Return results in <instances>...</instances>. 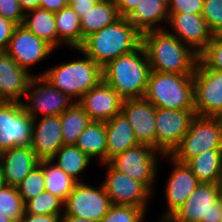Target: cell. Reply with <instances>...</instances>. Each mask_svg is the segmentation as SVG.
I'll return each mask as SVG.
<instances>
[{
  "mask_svg": "<svg viewBox=\"0 0 222 222\" xmlns=\"http://www.w3.org/2000/svg\"><path fill=\"white\" fill-rule=\"evenodd\" d=\"M34 75L21 68L5 51H0V98L7 102H22Z\"/></svg>",
  "mask_w": 222,
  "mask_h": 222,
  "instance_id": "cell-21",
  "label": "cell"
},
{
  "mask_svg": "<svg viewBox=\"0 0 222 222\" xmlns=\"http://www.w3.org/2000/svg\"><path fill=\"white\" fill-rule=\"evenodd\" d=\"M61 222H93L84 218H79L76 216H68L66 214H63L61 216Z\"/></svg>",
  "mask_w": 222,
  "mask_h": 222,
  "instance_id": "cell-47",
  "label": "cell"
},
{
  "mask_svg": "<svg viewBox=\"0 0 222 222\" xmlns=\"http://www.w3.org/2000/svg\"><path fill=\"white\" fill-rule=\"evenodd\" d=\"M159 153V154H158ZM164 155L152 146L138 144L111 158L108 163L127 176L143 183L152 193L157 177L159 157Z\"/></svg>",
  "mask_w": 222,
  "mask_h": 222,
  "instance_id": "cell-8",
  "label": "cell"
},
{
  "mask_svg": "<svg viewBox=\"0 0 222 222\" xmlns=\"http://www.w3.org/2000/svg\"><path fill=\"white\" fill-rule=\"evenodd\" d=\"M195 110L156 108V151L171 155L188 132Z\"/></svg>",
  "mask_w": 222,
  "mask_h": 222,
  "instance_id": "cell-13",
  "label": "cell"
},
{
  "mask_svg": "<svg viewBox=\"0 0 222 222\" xmlns=\"http://www.w3.org/2000/svg\"><path fill=\"white\" fill-rule=\"evenodd\" d=\"M0 15L17 25H22L25 13L21 9L19 0H0Z\"/></svg>",
  "mask_w": 222,
  "mask_h": 222,
  "instance_id": "cell-40",
  "label": "cell"
},
{
  "mask_svg": "<svg viewBox=\"0 0 222 222\" xmlns=\"http://www.w3.org/2000/svg\"><path fill=\"white\" fill-rule=\"evenodd\" d=\"M141 0H113L121 17H126Z\"/></svg>",
  "mask_w": 222,
  "mask_h": 222,
  "instance_id": "cell-43",
  "label": "cell"
},
{
  "mask_svg": "<svg viewBox=\"0 0 222 222\" xmlns=\"http://www.w3.org/2000/svg\"><path fill=\"white\" fill-rule=\"evenodd\" d=\"M106 130V163L114 156L138 145L132 126L122 114L115 115L105 122Z\"/></svg>",
  "mask_w": 222,
  "mask_h": 222,
  "instance_id": "cell-24",
  "label": "cell"
},
{
  "mask_svg": "<svg viewBox=\"0 0 222 222\" xmlns=\"http://www.w3.org/2000/svg\"><path fill=\"white\" fill-rule=\"evenodd\" d=\"M10 222H24L23 218L12 219Z\"/></svg>",
  "mask_w": 222,
  "mask_h": 222,
  "instance_id": "cell-51",
  "label": "cell"
},
{
  "mask_svg": "<svg viewBox=\"0 0 222 222\" xmlns=\"http://www.w3.org/2000/svg\"><path fill=\"white\" fill-rule=\"evenodd\" d=\"M169 222H222L219 184L200 183Z\"/></svg>",
  "mask_w": 222,
  "mask_h": 222,
  "instance_id": "cell-7",
  "label": "cell"
},
{
  "mask_svg": "<svg viewBox=\"0 0 222 222\" xmlns=\"http://www.w3.org/2000/svg\"><path fill=\"white\" fill-rule=\"evenodd\" d=\"M123 101L109 84L101 80L81 97L78 104L91 121L107 122L121 113Z\"/></svg>",
  "mask_w": 222,
  "mask_h": 222,
  "instance_id": "cell-18",
  "label": "cell"
},
{
  "mask_svg": "<svg viewBox=\"0 0 222 222\" xmlns=\"http://www.w3.org/2000/svg\"><path fill=\"white\" fill-rule=\"evenodd\" d=\"M219 187H220V193H221V197H222V176L219 182Z\"/></svg>",
  "mask_w": 222,
  "mask_h": 222,
  "instance_id": "cell-52",
  "label": "cell"
},
{
  "mask_svg": "<svg viewBox=\"0 0 222 222\" xmlns=\"http://www.w3.org/2000/svg\"><path fill=\"white\" fill-rule=\"evenodd\" d=\"M202 16L213 35L222 34V0H204Z\"/></svg>",
  "mask_w": 222,
  "mask_h": 222,
  "instance_id": "cell-38",
  "label": "cell"
},
{
  "mask_svg": "<svg viewBox=\"0 0 222 222\" xmlns=\"http://www.w3.org/2000/svg\"><path fill=\"white\" fill-rule=\"evenodd\" d=\"M164 157L171 158L173 170L165 185L167 210L159 220H169L200 184L187 164L176 161L170 155H164Z\"/></svg>",
  "mask_w": 222,
  "mask_h": 222,
  "instance_id": "cell-16",
  "label": "cell"
},
{
  "mask_svg": "<svg viewBox=\"0 0 222 222\" xmlns=\"http://www.w3.org/2000/svg\"><path fill=\"white\" fill-rule=\"evenodd\" d=\"M28 102H21L25 111L36 119L61 115L74 101L52 86L42 76L34 75L25 93Z\"/></svg>",
  "mask_w": 222,
  "mask_h": 222,
  "instance_id": "cell-9",
  "label": "cell"
},
{
  "mask_svg": "<svg viewBox=\"0 0 222 222\" xmlns=\"http://www.w3.org/2000/svg\"><path fill=\"white\" fill-rule=\"evenodd\" d=\"M68 6V0H41L40 8L57 12Z\"/></svg>",
  "mask_w": 222,
  "mask_h": 222,
  "instance_id": "cell-45",
  "label": "cell"
},
{
  "mask_svg": "<svg viewBox=\"0 0 222 222\" xmlns=\"http://www.w3.org/2000/svg\"><path fill=\"white\" fill-rule=\"evenodd\" d=\"M41 0H19L21 9L24 13L40 7Z\"/></svg>",
  "mask_w": 222,
  "mask_h": 222,
  "instance_id": "cell-46",
  "label": "cell"
},
{
  "mask_svg": "<svg viewBox=\"0 0 222 222\" xmlns=\"http://www.w3.org/2000/svg\"><path fill=\"white\" fill-rule=\"evenodd\" d=\"M5 185L4 179H3V174H2V168L0 166V188H2Z\"/></svg>",
  "mask_w": 222,
  "mask_h": 222,
  "instance_id": "cell-49",
  "label": "cell"
},
{
  "mask_svg": "<svg viewBox=\"0 0 222 222\" xmlns=\"http://www.w3.org/2000/svg\"><path fill=\"white\" fill-rule=\"evenodd\" d=\"M32 132L33 118L21 102L0 103V152L17 146H29Z\"/></svg>",
  "mask_w": 222,
  "mask_h": 222,
  "instance_id": "cell-11",
  "label": "cell"
},
{
  "mask_svg": "<svg viewBox=\"0 0 222 222\" xmlns=\"http://www.w3.org/2000/svg\"><path fill=\"white\" fill-rule=\"evenodd\" d=\"M207 150H222L218 123L214 117L195 115L188 132L170 156L186 164Z\"/></svg>",
  "mask_w": 222,
  "mask_h": 222,
  "instance_id": "cell-6",
  "label": "cell"
},
{
  "mask_svg": "<svg viewBox=\"0 0 222 222\" xmlns=\"http://www.w3.org/2000/svg\"><path fill=\"white\" fill-rule=\"evenodd\" d=\"M214 118L216 119V121L218 123L219 130H220V137H221V141H222V113L215 115Z\"/></svg>",
  "mask_w": 222,
  "mask_h": 222,
  "instance_id": "cell-48",
  "label": "cell"
},
{
  "mask_svg": "<svg viewBox=\"0 0 222 222\" xmlns=\"http://www.w3.org/2000/svg\"><path fill=\"white\" fill-rule=\"evenodd\" d=\"M58 46L67 45L69 48L79 49L82 46V34L80 18L67 6L60 11L54 12Z\"/></svg>",
  "mask_w": 222,
  "mask_h": 222,
  "instance_id": "cell-28",
  "label": "cell"
},
{
  "mask_svg": "<svg viewBox=\"0 0 222 222\" xmlns=\"http://www.w3.org/2000/svg\"><path fill=\"white\" fill-rule=\"evenodd\" d=\"M193 82L195 114L214 117L222 113V71L209 69L198 60Z\"/></svg>",
  "mask_w": 222,
  "mask_h": 222,
  "instance_id": "cell-12",
  "label": "cell"
},
{
  "mask_svg": "<svg viewBox=\"0 0 222 222\" xmlns=\"http://www.w3.org/2000/svg\"><path fill=\"white\" fill-rule=\"evenodd\" d=\"M51 159L39 160L45 178V191L57 196L63 202L74 189L76 181L67 175Z\"/></svg>",
  "mask_w": 222,
  "mask_h": 222,
  "instance_id": "cell-30",
  "label": "cell"
},
{
  "mask_svg": "<svg viewBox=\"0 0 222 222\" xmlns=\"http://www.w3.org/2000/svg\"><path fill=\"white\" fill-rule=\"evenodd\" d=\"M24 213L25 203L17 187L4 185L0 188V214L12 220L23 217Z\"/></svg>",
  "mask_w": 222,
  "mask_h": 222,
  "instance_id": "cell-34",
  "label": "cell"
},
{
  "mask_svg": "<svg viewBox=\"0 0 222 222\" xmlns=\"http://www.w3.org/2000/svg\"><path fill=\"white\" fill-rule=\"evenodd\" d=\"M145 215L143 208L113 204L99 222H144Z\"/></svg>",
  "mask_w": 222,
  "mask_h": 222,
  "instance_id": "cell-36",
  "label": "cell"
},
{
  "mask_svg": "<svg viewBox=\"0 0 222 222\" xmlns=\"http://www.w3.org/2000/svg\"><path fill=\"white\" fill-rule=\"evenodd\" d=\"M121 16L113 0L97 2L92 9L84 13L80 18L82 45L84 39L105 26L115 23Z\"/></svg>",
  "mask_w": 222,
  "mask_h": 222,
  "instance_id": "cell-25",
  "label": "cell"
},
{
  "mask_svg": "<svg viewBox=\"0 0 222 222\" xmlns=\"http://www.w3.org/2000/svg\"><path fill=\"white\" fill-rule=\"evenodd\" d=\"M167 23L173 32L167 28L165 30L198 55L206 49L213 37L202 14L169 13Z\"/></svg>",
  "mask_w": 222,
  "mask_h": 222,
  "instance_id": "cell-15",
  "label": "cell"
},
{
  "mask_svg": "<svg viewBox=\"0 0 222 222\" xmlns=\"http://www.w3.org/2000/svg\"><path fill=\"white\" fill-rule=\"evenodd\" d=\"M103 166H106L107 173L102 185L112 204L135 206L147 211L152 192L140 181L115 170L108 162Z\"/></svg>",
  "mask_w": 222,
  "mask_h": 222,
  "instance_id": "cell-14",
  "label": "cell"
},
{
  "mask_svg": "<svg viewBox=\"0 0 222 222\" xmlns=\"http://www.w3.org/2000/svg\"><path fill=\"white\" fill-rule=\"evenodd\" d=\"M141 45L142 33L125 17H121L115 23L86 37L79 49L103 68L110 61Z\"/></svg>",
  "mask_w": 222,
  "mask_h": 222,
  "instance_id": "cell-2",
  "label": "cell"
},
{
  "mask_svg": "<svg viewBox=\"0 0 222 222\" xmlns=\"http://www.w3.org/2000/svg\"><path fill=\"white\" fill-rule=\"evenodd\" d=\"M158 222H169L168 220H159Z\"/></svg>",
  "mask_w": 222,
  "mask_h": 222,
  "instance_id": "cell-53",
  "label": "cell"
},
{
  "mask_svg": "<svg viewBox=\"0 0 222 222\" xmlns=\"http://www.w3.org/2000/svg\"><path fill=\"white\" fill-rule=\"evenodd\" d=\"M39 39L49 44L54 50L58 47V36L54 12L43 8H36L24 15L23 24Z\"/></svg>",
  "mask_w": 222,
  "mask_h": 222,
  "instance_id": "cell-27",
  "label": "cell"
},
{
  "mask_svg": "<svg viewBox=\"0 0 222 222\" xmlns=\"http://www.w3.org/2000/svg\"><path fill=\"white\" fill-rule=\"evenodd\" d=\"M168 13L202 14L204 0H167Z\"/></svg>",
  "mask_w": 222,
  "mask_h": 222,
  "instance_id": "cell-39",
  "label": "cell"
},
{
  "mask_svg": "<svg viewBox=\"0 0 222 222\" xmlns=\"http://www.w3.org/2000/svg\"><path fill=\"white\" fill-rule=\"evenodd\" d=\"M64 145H75L79 135L91 122L84 109L74 102L60 115Z\"/></svg>",
  "mask_w": 222,
  "mask_h": 222,
  "instance_id": "cell-32",
  "label": "cell"
},
{
  "mask_svg": "<svg viewBox=\"0 0 222 222\" xmlns=\"http://www.w3.org/2000/svg\"><path fill=\"white\" fill-rule=\"evenodd\" d=\"M39 118L33 119L30 147L40 160L51 159L64 145L60 115Z\"/></svg>",
  "mask_w": 222,
  "mask_h": 222,
  "instance_id": "cell-20",
  "label": "cell"
},
{
  "mask_svg": "<svg viewBox=\"0 0 222 222\" xmlns=\"http://www.w3.org/2000/svg\"><path fill=\"white\" fill-rule=\"evenodd\" d=\"M186 164L200 183L219 184L222 176V150H207Z\"/></svg>",
  "mask_w": 222,
  "mask_h": 222,
  "instance_id": "cell-29",
  "label": "cell"
},
{
  "mask_svg": "<svg viewBox=\"0 0 222 222\" xmlns=\"http://www.w3.org/2000/svg\"><path fill=\"white\" fill-rule=\"evenodd\" d=\"M39 158L29 146H17L0 152L5 185L17 186L37 165Z\"/></svg>",
  "mask_w": 222,
  "mask_h": 222,
  "instance_id": "cell-22",
  "label": "cell"
},
{
  "mask_svg": "<svg viewBox=\"0 0 222 222\" xmlns=\"http://www.w3.org/2000/svg\"><path fill=\"white\" fill-rule=\"evenodd\" d=\"M62 215H35L26 214L22 217L24 222H61Z\"/></svg>",
  "mask_w": 222,
  "mask_h": 222,
  "instance_id": "cell-44",
  "label": "cell"
},
{
  "mask_svg": "<svg viewBox=\"0 0 222 222\" xmlns=\"http://www.w3.org/2000/svg\"><path fill=\"white\" fill-rule=\"evenodd\" d=\"M199 60L209 69L222 71V35H213Z\"/></svg>",
  "mask_w": 222,
  "mask_h": 222,
  "instance_id": "cell-37",
  "label": "cell"
},
{
  "mask_svg": "<svg viewBox=\"0 0 222 222\" xmlns=\"http://www.w3.org/2000/svg\"><path fill=\"white\" fill-rule=\"evenodd\" d=\"M99 1L102 0H68V5L71 6L79 18H81L84 16V13L92 9Z\"/></svg>",
  "mask_w": 222,
  "mask_h": 222,
  "instance_id": "cell-42",
  "label": "cell"
},
{
  "mask_svg": "<svg viewBox=\"0 0 222 222\" xmlns=\"http://www.w3.org/2000/svg\"><path fill=\"white\" fill-rule=\"evenodd\" d=\"M16 187L24 203L45 191V178L42 167L37 165Z\"/></svg>",
  "mask_w": 222,
  "mask_h": 222,
  "instance_id": "cell-35",
  "label": "cell"
},
{
  "mask_svg": "<svg viewBox=\"0 0 222 222\" xmlns=\"http://www.w3.org/2000/svg\"><path fill=\"white\" fill-rule=\"evenodd\" d=\"M89 158H98L100 164L106 163L105 122L91 121L79 135L75 144Z\"/></svg>",
  "mask_w": 222,
  "mask_h": 222,
  "instance_id": "cell-26",
  "label": "cell"
},
{
  "mask_svg": "<svg viewBox=\"0 0 222 222\" xmlns=\"http://www.w3.org/2000/svg\"><path fill=\"white\" fill-rule=\"evenodd\" d=\"M142 46L151 71L194 74L199 55L165 29L142 33Z\"/></svg>",
  "mask_w": 222,
  "mask_h": 222,
  "instance_id": "cell-1",
  "label": "cell"
},
{
  "mask_svg": "<svg viewBox=\"0 0 222 222\" xmlns=\"http://www.w3.org/2000/svg\"><path fill=\"white\" fill-rule=\"evenodd\" d=\"M75 50L83 54L84 58L55 65L38 76H42L74 102H78L86 92L102 80V68L80 49Z\"/></svg>",
  "mask_w": 222,
  "mask_h": 222,
  "instance_id": "cell-4",
  "label": "cell"
},
{
  "mask_svg": "<svg viewBox=\"0 0 222 222\" xmlns=\"http://www.w3.org/2000/svg\"><path fill=\"white\" fill-rule=\"evenodd\" d=\"M51 160L53 162L55 161L60 169L78 183L82 182L79 176L80 173L89 166L92 159L82 152L76 145H63Z\"/></svg>",
  "mask_w": 222,
  "mask_h": 222,
  "instance_id": "cell-31",
  "label": "cell"
},
{
  "mask_svg": "<svg viewBox=\"0 0 222 222\" xmlns=\"http://www.w3.org/2000/svg\"><path fill=\"white\" fill-rule=\"evenodd\" d=\"M11 219L5 217L4 215L0 214V222H10Z\"/></svg>",
  "mask_w": 222,
  "mask_h": 222,
  "instance_id": "cell-50",
  "label": "cell"
},
{
  "mask_svg": "<svg viewBox=\"0 0 222 222\" xmlns=\"http://www.w3.org/2000/svg\"><path fill=\"white\" fill-rule=\"evenodd\" d=\"M143 98L156 108L195 110L193 74L151 71Z\"/></svg>",
  "mask_w": 222,
  "mask_h": 222,
  "instance_id": "cell-5",
  "label": "cell"
},
{
  "mask_svg": "<svg viewBox=\"0 0 222 222\" xmlns=\"http://www.w3.org/2000/svg\"><path fill=\"white\" fill-rule=\"evenodd\" d=\"M121 113L132 126L138 143L150 145L156 150V107L144 98L126 99Z\"/></svg>",
  "mask_w": 222,
  "mask_h": 222,
  "instance_id": "cell-19",
  "label": "cell"
},
{
  "mask_svg": "<svg viewBox=\"0 0 222 222\" xmlns=\"http://www.w3.org/2000/svg\"><path fill=\"white\" fill-rule=\"evenodd\" d=\"M125 18L141 33L164 30L165 27H161V24L168 22V2L167 0H141Z\"/></svg>",
  "mask_w": 222,
  "mask_h": 222,
  "instance_id": "cell-23",
  "label": "cell"
},
{
  "mask_svg": "<svg viewBox=\"0 0 222 222\" xmlns=\"http://www.w3.org/2000/svg\"><path fill=\"white\" fill-rule=\"evenodd\" d=\"M55 51L49 44L39 39L24 25H17L11 36L6 53L14 61L28 71V67L34 65Z\"/></svg>",
  "mask_w": 222,
  "mask_h": 222,
  "instance_id": "cell-17",
  "label": "cell"
},
{
  "mask_svg": "<svg viewBox=\"0 0 222 222\" xmlns=\"http://www.w3.org/2000/svg\"><path fill=\"white\" fill-rule=\"evenodd\" d=\"M64 202L48 191L25 202V213L35 215H63Z\"/></svg>",
  "mask_w": 222,
  "mask_h": 222,
  "instance_id": "cell-33",
  "label": "cell"
},
{
  "mask_svg": "<svg viewBox=\"0 0 222 222\" xmlns=\"http://www.w3.org/2000/svg\"><path fill=\"white\" fill-rule=\"evenodd\" d=\"M151 72L146 52L138 49L121 55L102 68V80L124 100L143 98Z\"/></svg>",
  "mask_w": 222,
  "mask_h": 222,
  "instance_id": "cell-3",
  "label": "cell"
},
{
  "mask_svg": "<svg viewBox=\"0 0 222 222\" xmlns=\"http://www.w3.org/2000/svg\"><path fill=\"white\" fill-rule=\"evenodd\" d=\"M112 205L102 183L97 188L78 182L64 201L63 214L99 222Z\"/></svg>",
  "mask_w": 222,
  "mask_h": 222,
  "instance_id": "cell-10",
  "label": "cell"
},
{
  "mask_svg": "<svg viewBox=\"0 0 222 222\" xmlns=\"http://www.w3.org/2000/svg\"><path fill=\"white\" fill-rule=\"evenodd\" d=\"M17 26L13 21L3 18L0 15V51H6L8 48L11 36Z\"/></svg>",
  "mask_w": 222,
  "mask_h": 222,
  "instance_id": "cell-41",
  "label": "cell"
}]
</instances>
